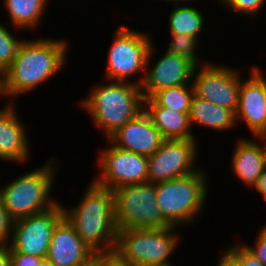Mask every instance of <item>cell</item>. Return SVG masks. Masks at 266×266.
Masks as SVG:
<instances>
[{
  "instance_id": "cell-26",
  "label": "cell",
  "mask_w": 266,
  "mask_h": 266,
  "mask_svg": "<svg viewBox=\"0 0 266 266\" xmlns=\"http://www.w3.org/2000/svg\"><path fill=\"white\" fill-rule=\"evenodd\" d=\"M221 6H225L230 12H237L250 19L257 17L258 12L262 10L266 4V0H217ZM253 16V17H252Z\"/></svg>"
},
{
  "instance_id": "cell-22",
  "label": "cell",
  "mask_w": 266,
  "mask_h": 266,
  "mask_svg": "<svg viewBox=\"0 0 266 266\" xmlns=\"http://www.w3.org/2000/svg\"><path fill=\"white\" fill-rule=\"evenodd\" d=\"M186 1L178 0L173 3V9L167 19V30H169L170 34H184L200 39L199 33L205 27V21L207 19H205V16L199 8L193 5L180 4Z\"/></svg>"
},
{
  "instance_id": "cell-29",
  "label": "cell",
  "mask_w": 266,
  "mask_h": 266,
  "mask_svg": "<svg viewBox=\"0 0 266 266\" xmlns=\"http://www.w3.org/2000/svg\"><path fill=\"white\" fill-rule=\"evenodd\" d=\"M243 244L266 266V225L260 228L253 246L246 243Z\"/></svg>"
},
{
  "instance_id": "cell-27",
  "label": "cell",
  "mask_w": 266,
  "mask_h": 266,
  "mask_svg": "<svg viewBox=\"0 0 266 266\" xmlns=\"http://www.w3.org/2000/svg\"><path fill=\"white\" fill-rule=\"evenodd\" d=\"M225 248V252L236 262L238 266H265L244 244L231 245Z\"/></svg>"
},
{
  "instance_id": "cell-8",
  "label": "cell",
  "mask_w": 266,
  "mask_h": 266,
  "mask_svg": "<svg viewBox=\"0 0 266 266\" xmlns=\"http://www.w3.org/2000/svg\"><path fill=\"white\" fill-rule=\"evenodd\" d=\"M114 193L117 230L162 229L171 225L156 203V184L143 183L118 187Z\"/></svg>"
},
{
  "instance_id": "cell-9",
  "label": "cell",
  "mask_w": 266,
  "mask_h": 266,
  "mask_svg": "<svg viewBox=\"0 0 266 266\" xmlns=\"http://www.w3.org/2000/svg\"><path fill=\"white\" fill-rule=\"evenodd\" d=\"M198 139H164L160 148L148 157V183L181 178L198 171ZM199 166V167H198Z\"/></svg>"
},
{
  "instance_id": "cell-39",
  "label": "cell",
  "mask_w": 266,
  "mask_h": 266,
  "mask_svg": "<svg viewBox=\"0 0 266 266\" xmlns=\"http://www.w3.org/2000/svg\"><path fill=\"white\" fill-rule=\"evenodd\" d=\"M9 104H10V102L7 101V104L4 105L2 108L0 107V110H1V109H4V108L7 107Z\"/></svg>"
},
{
  "instance_id": "cell-7",
  "label": "cell",
  "mask_w": 266,
  "mask_h": 266,
  "mask_svg": "<svg viewBox=\"0 0 266 266\" xmlns=\"http://www.w3.org/2000/svg\"><path fill=\"white\" fill-rule=\"evenodd\" d=\"M108 57L104 80L126 81L140 72L135 82L141 86L146 73V61L153 43L152 36L126 25L116 27ZM138 81V82H137Z\"/></svg>"
},
{
  "instance_id": "cell-21",
  "label": "cell",
  "mask_w": 266,
  "mask_h": 266,
  "mask_svg": "<svg viewBox=\"0 0 266 266\" xmlns=\"http://www.w3.org/2000/svg\"><path fill=\"white\" fill-rule=\"evenodd\" d=\"M49 0H3L14 30H36L48 9Z\"/></svg>"
},
{
  "instance_id": "cell-23",
  "label": "cell",
  "mask_w": 266,
  "mask_h": 266,
  "mask_svg": "<svg viewBox=\"0 0 266 266\" xmlns=\"http://www.w3.org/2000/svg\"><path fill=\"white\" fill-rule=\"evenodd\" d=\"M193 96L194 88L191 83L188 85L161 89L154 92L150 98L158 106L189 114Z\"/></svg>"
},
{
  "instance_id": "cell-30",
  "label": "cell",
  "mask_w": 266,
  "mask_h": 266,
  "mask_svg": "<svg viewBox=\"0 0 266 266\" xmlns=\"http://www.w3.org/2000/svg\"><path fill=\"white\" fill-rule=\"evenodd\" d=\"M11 266H38L42 258L13 251L9 247Z\"/></svg>"
},
{
  "instance_id": "cell-1",
  "label": "cell",
  "mask_w": 266,
  "mask_h": 266,
  "mask_svg": "<svg viewBox=\"0 0 266 266\" xmlns=\"http://www.w3.org/2000/svg\"><path fill=\"white\" fill-rule=\"evenodd\" d=\"M69 41L65 39H25L12 64L3 72L6 96L10 103L55 78L67 64Z\"/></svg>"
},
{
  "instance_id": "cell-25",
  "label": "cell",
  "mask_w": 266,
  "mask_h": 266,
  "mask_svg": "<svg viewBox=\"0 0 266 266\" xmlns=\"http://www.w3.org/2000/svg\"><path fill=\"white\" fill-rule=\"evenodd\" d=\"M11 25L0 23V70L5 71L15 60L18 50L25 39L16 38L10 32Z\"/></svg>"
},
{
  "instance_id": "cell-33",
  "label": "cell",
  "mask_w": 266,
  "mask_h": 266,
  "mask_svg": "<svg viewBox=\"0 0 266 266\" xmlns=\"http://www.w3.org/2000/svg\"><path fill=\"white\" fill-rule=\"evenodd\" d=\"M0 266H11L9 245H0Z\"/></svg>"
},
{
  "instance_id": "cell-4",
  "label": "cell",
  "mask_w": 266,
  "mask_h": 266,
  "mask_svg": "<svg viewBox=\"0 0 266 266\" xmlns=\"http://www.w3.org/2000/svg\"><path fill=\"white\" fill-rule=\"evenodd\" d=\"M58 162L50 158L43 166L0 186V200L13 221L46 211L60 202L50 193L59 170Z\"/></svg>"
},
{
  "instance_id": "cell-17",
  "label": "cell",
  "mask_w": 266,
  "mask_h": 266,
  "mask_svg": "<svg viewBox=\"0 0 266 266\" xmlns=\"http://www.w3.org/2000/svg\"><path fill=\"white\" fill-rule=\"evenodd\" d=\"M17 113L16 101L0 110V161L21 164L29 160L31 146Z\"/></svg>"
},
{
  "instance_id": "cell-16",
  "label": "cell",
  "mask_w": 266,
  "mask_h": 266,
  "mask_svg": "<svg viewBox=\"0 0 266 266\" xmlns=\"http://www.w3.org/2000/svg\"><path fill=\"white\" fill-rule=\"evenodd\" d=\"M107 140L118 148L149 157L160 148L164 138L150 117L142 111Z\"/></svg>"
},
{
  "instance_id": "cell-34",
  "label": "cell",
  "mask_w": 266,
  "mask_h": 266,
  "mask_svg": "<svg viewBox=\"0 0 266 266\" xmlns=\"http://www.w3.org/2000/svg\"><path fill=\"white\" fill-rule=\"evenodd\" d=\"M216 266H238V265L225 251H223Z\"/></svg>"
},
{
  "instance_id": "cell-6",
  "label": "cell",
  "mask_w": 266,
  "mask_h": 266,
  "mask_svg": "<svg viewBox=\"0 0 266 266\" xmlns=\"http://www.w3.org/2000/svg\"><path fill=\"white\" fill-rule=\"evenodd\" d=\"M176 228L118 230L113 253L130 266H173L169 259L180 243Z\"/></svg>"
},
{
  "instance_id": "cell-11",
  "label": "cell",
  "mask_w": 266,
  "mask_h": 266,
  "mask_svg": "<svg viewBox=\"0 0 266 266\" xmlns=\"http://www.w3.org/2000/svg\"><path fill=\"white\" fill-rule=\"evenodd\" d=\"M238 70L211 61L196 66L192 77L194 95L236 113L242 75Z\"/></svg>"
},
{
  "instance_id": "cell-37",
  "label": "cell",
  "mask_w": 266,
  "mask_h": 266,
  "mask_svg": "<svg viewBox=\"0 0 266 266\" xmlns=\"http://www.w3.org/2000/svg\"><path fill=\"white\" fill-rule=\"evenodd\" d=\"M38 266H54L50 260L47 258L42 259Z\"/></svg>"
},
{
  "instance_id": "cell-19",
  "label": "cell",
  "mask_w": 266,
  "mask_h": 266,
  "mask_svg": "<svg viewBox=\"0 0 266 266\" xmlns=\"http://www.w3.org/2000/svg\"><path fill=\"white\" fill-rule=\"evenodd\" d=\"M144 111L164 139H197L188 114L158 106L150 97L144 98Z\"/></svg>"
},
{
  "instance_id": "cell-28",
  "label": "cell",
  "mask_w": 266,
  "mask_h": 266,
  "mask_svg": "<svg viewBox=\"0 0 266 266\" xmlns=\"http://www.w3.org/2000/svg\"><path fill=\"white\" fill-rule=\"evenodd\" d=\"M13 220L0 200V245H8L12 235Z\"/></svg>"
},
{
  "instance_id": "cell-10",
  "label": "cell",
  "mask_w": 266,
  "mask_h": 266,
  "mask_svg": "<svg viewBox=\"0 0 266 266\" xmlns=\"http://www.w3.org/2000/svg\"><path fill=\"white\" fill-rule=\"evenodd\" d=\"M108 148L102 149L98 155L100 170L92 181L110 190L118 187L147 183L148 157L112 145L108 140Z\"/></svg>"
},
{
  "instance_id": "cell-13",
  "label": "cell",
  "mask_w": 266,
  "mask_h": 266,
  "mask_svg": "<svg viewBox=\"0 0 266 266\" xmlns=\"http://www.w3.org/2000/svg\"><path fill=\"white\" fill-rule=\"evenodd\" d=\"M155 53L156 48L154 43H152L146 61L145 78L141 85L144 98H149L154 92L164 88L183 86L192 83V77L196 66L190 60L181 56L172 55L165 51L162 57L160 55V58L150 66L151 59L153 56L155 57Z\"/></svg>"
},
{
  "instance_id": "cell-14",
  "label": "cell",
  "mask_w": 266,
  "mask_h": 266,
  "mask_svg": "<svg viewBox=\"0 0 266 266\" xmlns=\"http://www.w3.org/2000/svg\"><path fill=\"white\" fill-rule=\"evenodd\" d=\"M249 79L241 76L236 124L245 123L253 137L266 133V76L260 66L251 67Z\"/></svg>"
},
{
  "instance_id": "cell-31",
  "label": "cell",
  "mask_w": 266,
  "mask_h": 266,
  "mask_svg": "<svg viewBox=\"0 0 266 266\" xmlns=\"http://www.w3.org/2000/svg\"><path fill=\"white\" fill-rule=\"evenodd\" d=\"M93 266H130L121 261L114 253L96 254L92 263Z\"/></svg>"
},
{
  "instance_id": "cell-24",
  "label": "cell",
  "mask_w": 266,
  "mask_h": 266,
  "mask_svg": "<svg viewBox=\"0 0 266 266\" xmlns=\"http://www.w3.org/2000/svg\"><path fill=\"white\" fill-rule=\"evenodd\" d=\"M170 37L171 40L168 47H166L168 53L184 57L190 60L195 66L205 65L210 62L206 60L203 64L199 61V55L196 54L200 43L198 38L184 34H171Z\"/></svg>"
},
{
  "instance_id": "cell-2",
  "label": "cell",
  "mask_w": 266,
  "mask_h": 266,
  "mask_svg": "<svg viewBox=\"0 0 266 266\" xmlns=\"http://www.w3.org/2000/svg\"><path fill=\"white\" fill-rule=\"evenodd\" d=\"M86 188L77 205L69 209L63 205L64 217L96 254L113 253L118 231L114 193L93 181Z\"/></svg>"
},
{
  "instance_id": "cell-5",
  "label": "cell",
  "mask_w": 266,
  "mask_h": 266,
  "mask_svg": "<svg viewBox=\"0 0 266 266\" xmlns=\"http://www.w3.org/2000/svg\"><path fill=\"white\" fill-rule=\"evenodd\" d=\"M206 172L200 168L190 175L156 183L157 206L171 226L195 225L201 217L209 190Z\"/></svg>"
},
{
  "instance_id": "cell-18",
  "label": "cell",
  "mask_w": 266,
  "mask_h": 266,
  "mask_svg": "<svg viewBox=\"0 0 266 266\" xmlns=\"http://www.w3.org/2000/svg\"><path fill=\"white\" fill-rule=\"evenodd\" d=\"M244 138V139H243ZM231 155L232 174L247 186L253 188L260 175L266 170L262 145L256 137L237 139Z\"/></svg>"
},
{
  "instance_id": "cell-3",
  "label": "cell",
  "mask_w": 266,
  "mask_h": 266,
  "mask_svg": "<svg viewBox=\"0 0 266 266\" xmlns=\"http://www.w3.org/2000/svg\"><path fill=\"white\" fill-rule=\"evenodd\" d=\"M105 81L106 84L94 85L92 91L79 103L98 130L104 132L107 140L144 111V96L141 86L132 79L130 82Z\"/></svg>"
},
{
  "instance_id": "cell-20",
  "label": "cell",
  "mask_w": 266,
  "mask_h": 266,
  "mask_svg": "<svg viewBox=\"0 0 266 266\" xmlns=\"http://www.w3.org/2000/svg\"><path fill=\"white\" fill-rule=\"evenodd\" d=\"M189 123L191 128L196 124L206 129L215 131H228L236 128L235 113L230 109L218 106L210 101L193 96L190 111Z\"/></svg>"
},
{
  "instance_id": "cell-36",
  "label": "cell",
  "mask_w": 266,
  "mask_h": 266,
  "mask_svg": "<svg viewBox=\"0 0 266 266\" xmlns=\"http://www.w3.org/2000/svg\"><path fill=\"white\" fill-rule=\"evenodd\" d=\"M2 97H6V93H5V87H4V73L3 71L0 70V99Z\"/></svg>"
},
{
  "instance_id": "cell-32",
  "label": "cell",
  "mask_w": 266,
  "mask_h": 266,
  "mask_svg": "<svg viewBox=\"0 0 266 266\" xmlns=\"http://www.w3.org/2000/svg\"><path fill=\"white\" fill-rule=\"evenodd\" d=\"M253 189H255L258 192L257 194H260L266 202V170L260 175Z\"/></svg>"
},
{
  "instance_id": "cell-38",
  "label": "cell",
  "mask_w": 266,
  "mask_h": 266,
  "mask_svg": "<svg viewBox=\"0 0 266 266\" xmlns=\"http://www.w3.org/2000/svg\"><path fill=\"white\" fill-rule=\"evenodd\" d=\"M157 1V0H156ZM159 1H165V2H172V3H174V2H176V1H178V0H159Z\"/></svg>"
},
{
  "instance_id": "cell-15",
  "label": "cell",
  "mask_w": 266,
  "mask_h": 266,
  "mask_svg": "<svg viewBox=\"0 0 266 266\" xmlns=\"http://www.w3.org/2000/svg\"><path fill=\"white\" fill-rule=\"evenodd\" d=\"M95 255L65 217L55 226L46 257L54 266H90Z\"/></svg>"
},
{
  "instance_id": "cell-35",
  "label": "cell",
  "mask_w": 266,
  "mask_h": 266,
  "mask_svg": "<svg viewBox=\"0 0 266 266\" xmlns=\"http://www.w3.org/2000/svg\"><path fill=\"white\" fill-rule=\"evenodd\" d=\"M255 137L257 138V140L260 141V143L262 145V150H263L264 160H265V167H266V133L259 134Z\"/></svg>"
},
{
  "instance_id": "cell-12",
  "label": "cell",
  "mask_w": 266,
  "mask_h": 266,
  "mask_svg": "<svg viewBox=\"0 0 266 266\" xmlns=\"http://www.w3.org/2000/svg\"><path fill=\"white\" fill-rule=\"evenodd\" d=\"M64 218L63 205L13 221L9 247L13 251L45 259L55 226Z\"/></svg>"
}]
</instances>
